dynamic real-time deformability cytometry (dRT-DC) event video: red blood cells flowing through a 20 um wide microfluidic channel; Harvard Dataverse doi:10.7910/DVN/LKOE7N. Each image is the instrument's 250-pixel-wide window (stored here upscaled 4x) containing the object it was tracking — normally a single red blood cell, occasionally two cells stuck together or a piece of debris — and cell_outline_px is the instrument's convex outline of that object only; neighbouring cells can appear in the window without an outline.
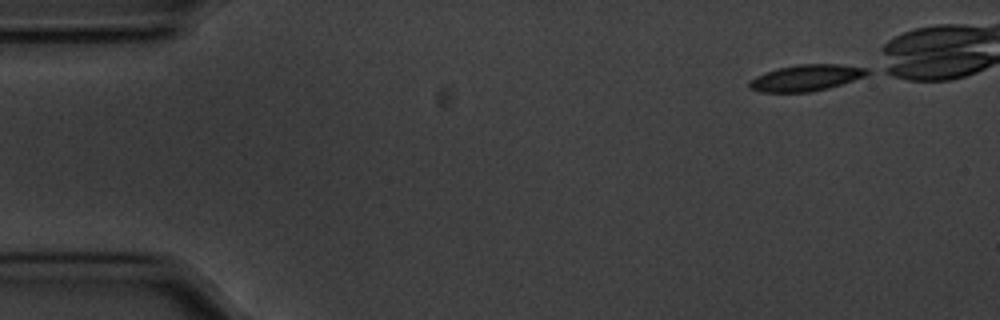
{"species": "common noctule bat (a hibernating species)", "species_latin": "Nyctalus noctula", "temperature_condition": "cold", "stored_images_in_passage": 42, "camera_frame_rate_fps": 3000, "um_per_image_px": 0.085, "animal": {"sex": "male", "body_mass_g": 20.1, "forearm_length_mm": 53.5}, "frame": {"image": 1, "passage_image": 1, "time_ms": 0.0, "image_size_px": [1000, 320], "cell_outline_px": [[872, 72], [864, 76], [828, 88], [812, 92], [760, 92], [748, 88], [748, 80], [764, 72], [776, 68], [796, 64], [840, 64], [868, 68]], "centroid_in_image_um": [68.47, 6.61], "position_along_channel_um": 16.5, "area_um2": 18.26}}
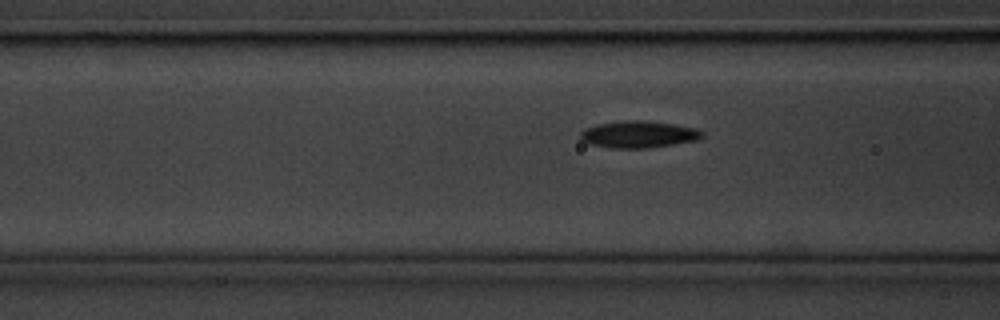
{"frame": {"image": 2, "passage_image": 17, "time_ms": 5.333, "image_size_px": [1000, 320], "cell_outline_px": [[704, 136], [696, 140], [648, 148], [612, 148], [588, 144], [580, 140], [580, 132], [584, 128], [596, 124], [620, 120], [644, 120], [672, 124], [696, 128], [704, 132]], "centroid_in_image_um": [54.22, 11.41], "position_along_channel_um": 112.4, "area_um2": 19.25}}
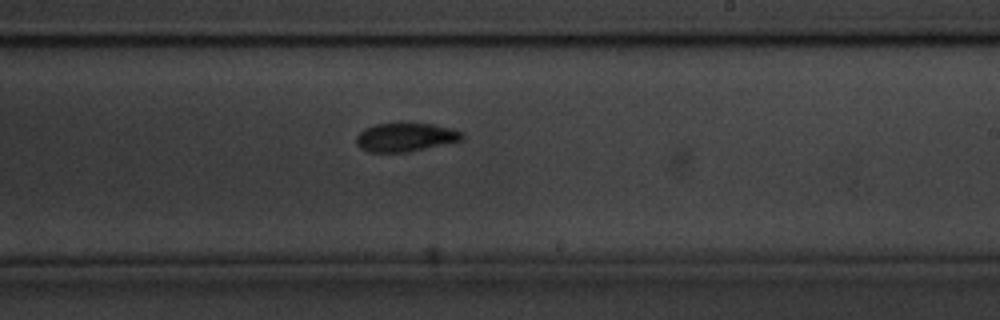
{"frame": {"image": 3, "passage_image": 29, "time_ms": 9.333, "image_size_px": [1000, 320], "cell_outline_px": [[464, 136], [460, 140], [408, 152], [368, 152], [360, 148], [356, 144], [356, 136], [364, 128], [376, 124], [396, 120], [408, 120], [432, 124], [464, 132]], "centroid_in_image_um": [34.4, 11.61], "position_along_channel_um": 254.6, "area_um2": 18.32}}